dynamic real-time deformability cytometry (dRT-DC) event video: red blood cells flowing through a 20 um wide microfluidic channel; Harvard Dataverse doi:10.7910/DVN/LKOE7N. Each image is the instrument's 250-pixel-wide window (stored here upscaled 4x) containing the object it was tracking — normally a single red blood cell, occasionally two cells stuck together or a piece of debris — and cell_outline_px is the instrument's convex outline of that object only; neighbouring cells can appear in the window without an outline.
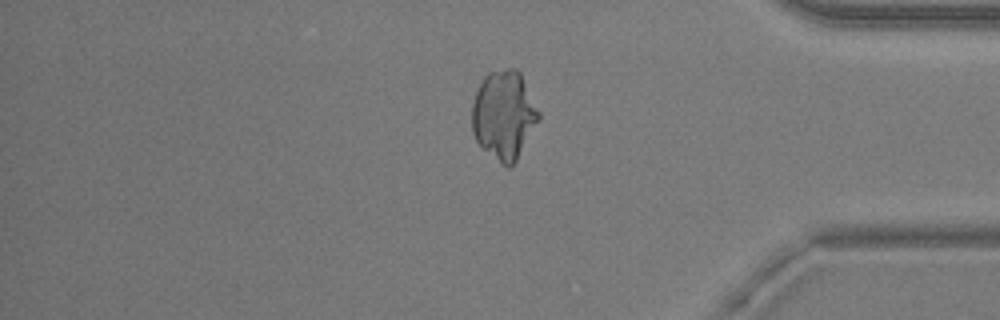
{"species": "common noctule bat (a hibernating species)", "species_latin": "Nyctalus noctula", "temperature_condition": "warm", "stored_images_in_passage": 41, "camera_frame_rate_fps": 3000, "um_per_image_px": 0.085, "animal": {"sex": "male", "body_mass_g": 20.5, "forearm_length_mm": 52.5}, "frame": {"image": 1, "passage_image": 32, "time_ms": 10.333, "image_size_px": [1000, 320], "cell_outline_px": [[540, 116], [516, 160], [508, 168], [484, 148], [476, 140], [472, 132], [472, 104], [476, 92], [484, 76], [488, 72], [508, 68], [516, 68], [520, 72], [540, 112]], "centroid_in_image_um": [42.82, 9.72], "position_along_channel_um": 392.4, "area_um2": 33.87}}